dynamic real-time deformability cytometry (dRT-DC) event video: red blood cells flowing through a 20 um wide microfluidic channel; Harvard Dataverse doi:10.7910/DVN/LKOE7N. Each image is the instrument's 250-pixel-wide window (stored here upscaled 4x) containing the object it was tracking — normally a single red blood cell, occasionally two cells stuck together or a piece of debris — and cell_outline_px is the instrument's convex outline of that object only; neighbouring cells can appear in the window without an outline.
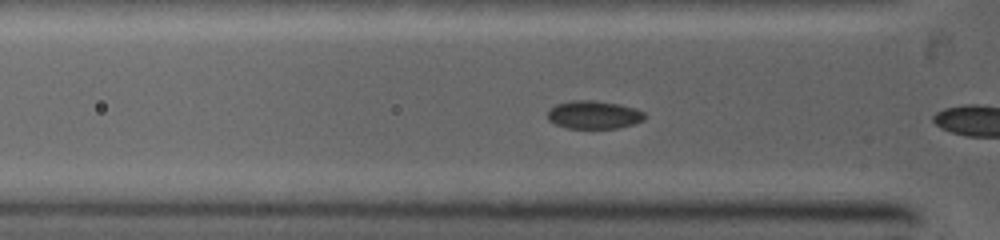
{"species": "common noctule bat (a hibernating species)", "species_latin": "Nyctalus noctula", "temperature_condition": "warm", "stored_images_in_passage": 9, "camera_frame_rate_fps": 5000, "um_per_image_px": 0.085, "animal": {"sex": "female", "body_mass_g": 19.0, "forearm_length_mm": 53.3}, "frame": {"image": 1, "passage_image": 8, "time_ms": 1.4, "image_size_px": [1000, 240], "cell_outline_px": [[644, 120], [632, 124], [616, 128], [568, 128], [556, 124], [548, 120], [548, 112], [556, 104], [572, 100], [592, 100], [620, 104], [636, 108], [644, 112]], "centroid_in_image_um": [50.48, 9.75], "position_along_channel_um": 75.3, "area_um2": 15.78}}